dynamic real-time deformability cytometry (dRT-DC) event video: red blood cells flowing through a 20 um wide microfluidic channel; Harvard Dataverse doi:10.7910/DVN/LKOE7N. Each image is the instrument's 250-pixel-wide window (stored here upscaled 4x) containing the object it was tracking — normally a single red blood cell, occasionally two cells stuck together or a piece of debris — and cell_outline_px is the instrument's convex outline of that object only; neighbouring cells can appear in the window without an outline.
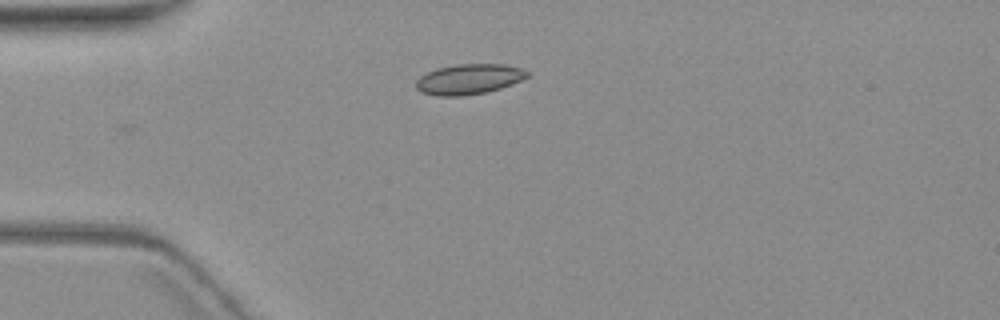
{"species": "common noctule bat (a hibernating species)", "species_latin": "Nyctalus noctula", "temperature_condition": "warm", "stored_images_in_passage": 5, "camera_frame_rate_fps": 3000, "um_per_image_px": 0.085, "animal": {"sex": "female", "body_mass_g": 19.3, "forearm_length_mm": 54.1}, "frame": {"image": 1, "passage_image": 1, "time_ms": 0.0, "image_size_px": [1000, 320], "cell_outline_px": [[528, 76], [512, 84], [488, 92], [460, 96], [436, 96], [420, 92], [416, 88], [416, 80], [420, 76], [436, 68], [456, 64], [504, 64], [520, 68], [528, 72]], "centroid_in_image_um": [39.82, 6.73], "position_along_channel_um": 45.2, "area_um2": 19.65}}
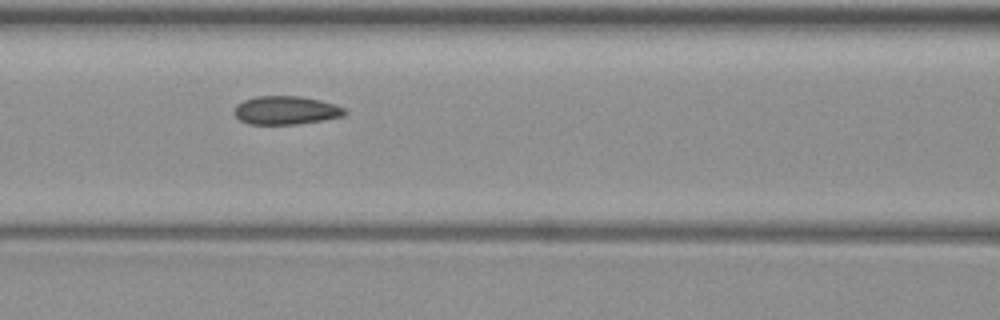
{"frame": {"image": 2, "passage_image": 4, "time_ms": 3.333, "image_size_px": [1000, 320], "cell_outline_px": [[348, 112], [344, 116], [324, 120], [296, 124], [248, 124], [240, 120], [236, 116], [236, 104], [244, 100], [256, 96], [300, 96], [320, 100], [336, 104], [344, 108]], "centroid_in_image_um": [24.34, 9.37], "position_along_channel_um": 142.3, "area_um2": 18.32}}
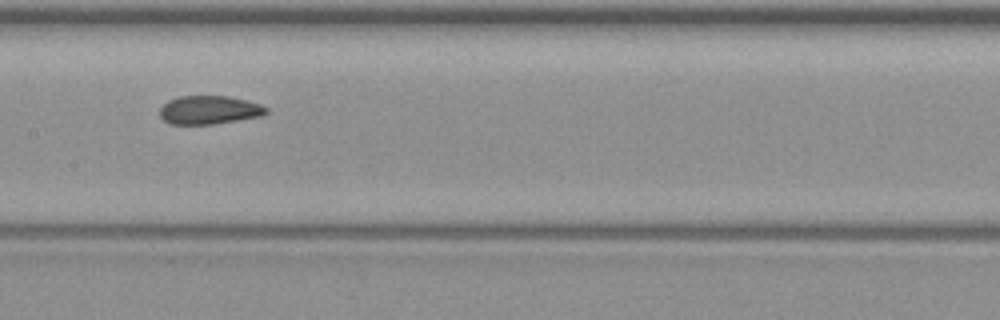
{"frame": {"image": 3, "passage_image": 5, "time_ms": 4.667, "image_size_px": [1000, 320], "cell_outline_px": [[268, 112], [260, 116], [212, 124], [168, 124], [160, 116], [160, 108], [168, 100], [180, 96], [228, 96], [248, 100], [260, 104], [268, 108]], "centroid_in_image_um": [17.77, 9.34], "position_along_channel_um": 189.6, "area_um2": 17.63}}